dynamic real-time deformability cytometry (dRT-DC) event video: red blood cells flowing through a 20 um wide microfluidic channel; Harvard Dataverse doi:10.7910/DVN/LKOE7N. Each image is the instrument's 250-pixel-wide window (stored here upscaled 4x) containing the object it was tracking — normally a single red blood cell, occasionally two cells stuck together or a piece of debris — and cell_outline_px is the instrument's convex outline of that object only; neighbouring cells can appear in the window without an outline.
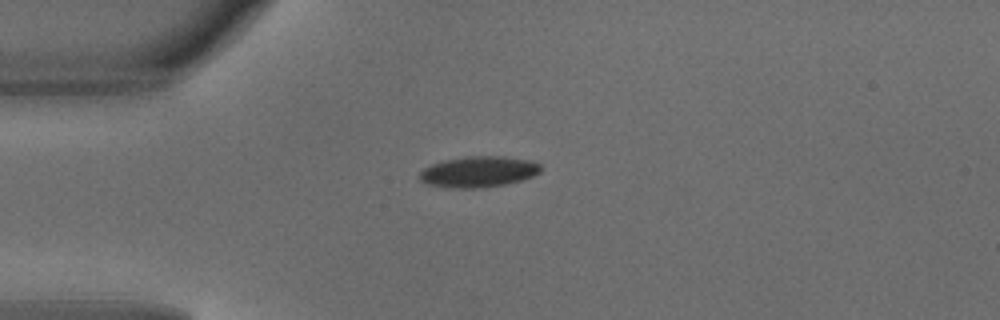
{"species": "common noctule bat (a hibernating species)", "species_latin": "Nyctalus noctula", "temperature_condition": "warm", "stored_images_in_passage": 1, "camera_frame_rate_fps": 3000, "um_per_image_px": 0.085, "animal": {"sex": "male", "body_mass_g": 18.8}, "frame": {"image": 1, "passage_image": 1, "time_ms": 0.0, "image_size_px": [1000, 320], "cell_outline_px": [[540, 172], [532, 176], [520, 180], [504, 184], [484, 188], [452, 188], [428, 184], [420, 180], [416, 176], [424, 168], [432, 164], [444, 160], [464, 156], [500, 156], [528, 160], [540, 164]], "centroid_in_image_um": [40.62, 14.6], "position_along_channel_um": 44.4, "area_um2": 21.79}}